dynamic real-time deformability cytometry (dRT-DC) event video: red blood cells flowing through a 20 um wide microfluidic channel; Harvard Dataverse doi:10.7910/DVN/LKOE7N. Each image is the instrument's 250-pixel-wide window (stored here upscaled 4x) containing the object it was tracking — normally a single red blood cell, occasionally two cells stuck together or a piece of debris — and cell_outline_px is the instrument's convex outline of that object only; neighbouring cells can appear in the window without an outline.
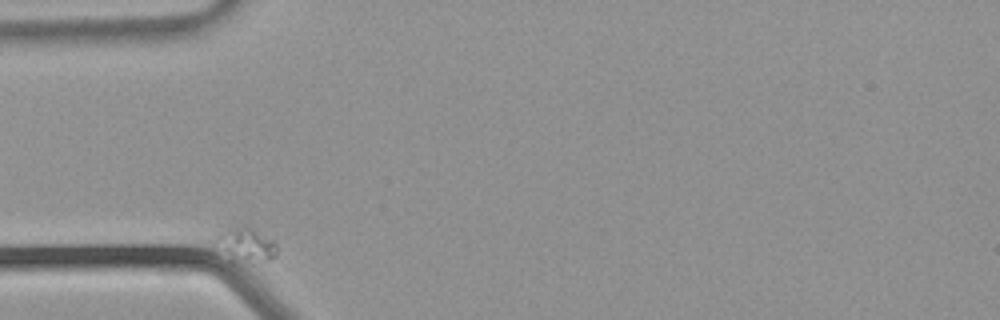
{"species": "common noctule bat (a hibernating species)", "species_latin": "Nyctalus noctula", "temperature_condition": "warm", "stored_images_in_passage": 23, "camera_frame_rate_fps": 3000, "um_per_image_px": 0.085, "animal": {"sex": "male", "body_mass_g": 21.5, "forearm_length_mm": 52.0}, "frame": {"image": 1, "passage_image": 1, "time_ms": 0.0, "image_size_px": [1000, 320], "cell_outline_px": [[280, 248], [276, 256], [268, 260], [232, 260], [216, 240], [216, 236], [240, 224], [248, 224], [272, 240]], "centroid_in_image_um": [21.01, 20.74], "position_along_channel_um": 64.0, "area_um2": 11.56}}